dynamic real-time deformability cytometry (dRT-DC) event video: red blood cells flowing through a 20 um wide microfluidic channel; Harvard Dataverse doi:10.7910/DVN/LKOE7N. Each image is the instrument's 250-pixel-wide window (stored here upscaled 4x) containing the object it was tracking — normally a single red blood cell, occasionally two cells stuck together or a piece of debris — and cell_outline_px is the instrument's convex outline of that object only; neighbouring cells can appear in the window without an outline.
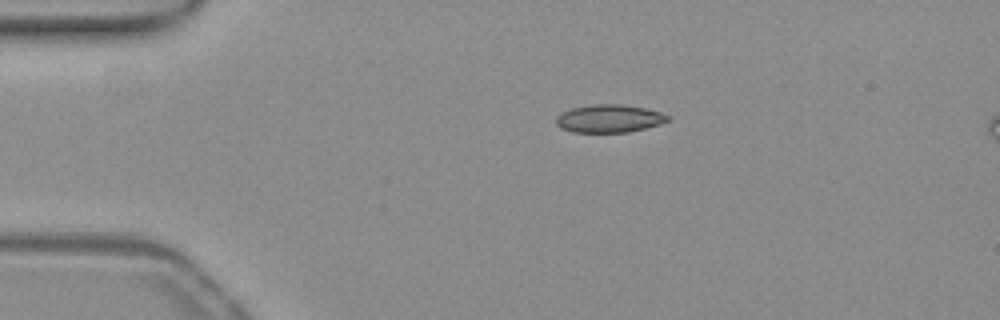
{"species": "common noctule bat (a hibernating species)", "species_latin": "Nyctalus noctula", "temperature_condition": "warm", "stored_images_in_passage": 43, "camera_frame_rate_fps": 3000, "um_per_image_px": 0.085, "animal": {"sex": "female", "body_mass_g": 19.3, "forearm_length_mm": 54.1}, "frame": {"image": 1, "passage_image": 1, "time_ms": 0.0, "image_size_px": [1000, 320], "cell_outline_px": [[672, 116], [668, 120], [660, 124], [628, 132], [572, 132], [560, 128], [556, 124], [556, 116], [560, 112], [572, 108], [592, 104], [620, 104], [644, 108], [660, 112]], "centroid_in_image_um": [51.75, 10.07], "position_along_channel_um": 33.3, "area_um2": 18.21}}
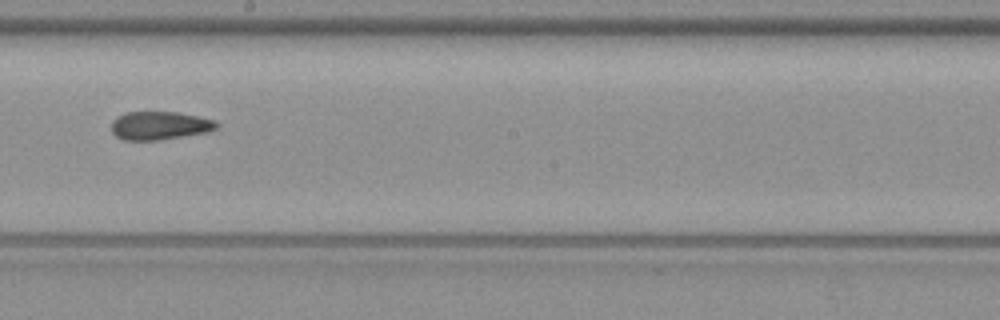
{"frame": {"image": 2, "passage_image": 20, "time_ms": 6.333, "image_size_px": [1000, 320], "cell_outline_px": [[220, 124], [216, 128], [208, 132], [160, 140], [124, 140], [116, 136], [112, 132], [112, 120], [116, 116], [124, 112], [176, 112], [216, 120]], "centroid_in_image_um": [13.56, 10.67], "position_along_channel_um": 234.6, "area_um2": 17.46}}
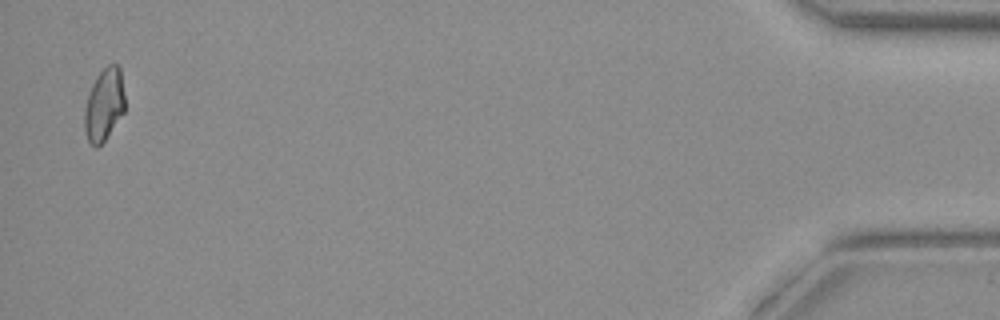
{"frame": {"image": 3, "passage_image": 42, "time_ms": 13.667, "image_size_px": [1000, 320], "cell_outline_px": [[124, 112], [104, 140], [96, 148], [88, 140], [84, 128], [84, 112], [88, 96], [92, 84], [100, 72], [108, 64], [116, 64], [120, 68], [124, 96]], "centroid_in_image_um": [8.84, 8.89], "position_along_channel_um": 426.4, "area_um2": 16.7}, "authors_computed_cell_mechanics": {"area_um2": 17.5712, "velocity_mm_per_s": 3.8876, "shape_relaxation_time_tau1_ms": null, "shape_relaxation_time_tau2_ms": 1.1292, "deformation_change_tau1": null, "deformation_change_tau2": 0.0627}}